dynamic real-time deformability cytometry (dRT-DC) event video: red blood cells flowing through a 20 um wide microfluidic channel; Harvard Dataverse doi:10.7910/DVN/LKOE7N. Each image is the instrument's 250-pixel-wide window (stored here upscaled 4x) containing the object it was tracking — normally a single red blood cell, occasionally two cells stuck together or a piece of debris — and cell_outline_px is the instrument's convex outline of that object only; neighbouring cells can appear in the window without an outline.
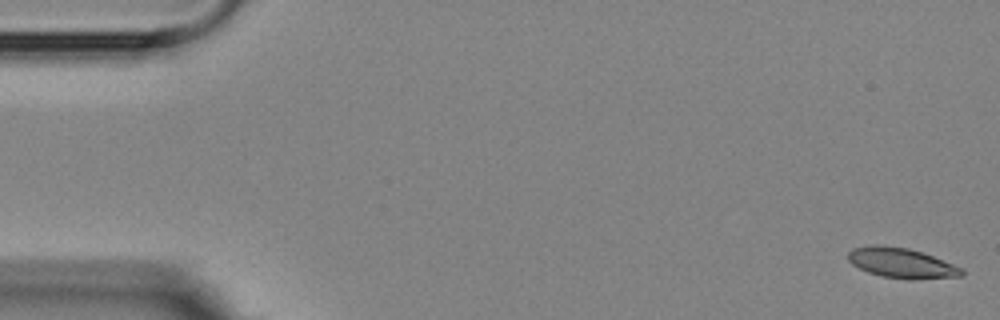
{"species": "Egyptian fruit bat (a non-hibernating species)", "species_latin": "Rousettus aegyptiacus", "temperature_condition": "room temperature", "stored_images_in_passage": 4, "camera_frame_rate_fps": 3000, "um_per_image_px": 0.085, "animal": {"sex": "female"}, "frame": {"image": 1, "passage_image": 1, "time_ms": 0.0, "image_size_px": [1000, 320], "cell_outline_px": [[964, 276], [912, 280], [908, 280], [884, 276], [868, 272], [852, 264], [848, 260], [848, 252], [852, 248], [872, 244], [880, 244], [908, 248], [932, 256], [952, 264], [960, 268], [964, 272]], "centroid_in_image_um": [76.6, 22.35], "position_along_channel_um": 8.4, "area_um2": 19.88}}